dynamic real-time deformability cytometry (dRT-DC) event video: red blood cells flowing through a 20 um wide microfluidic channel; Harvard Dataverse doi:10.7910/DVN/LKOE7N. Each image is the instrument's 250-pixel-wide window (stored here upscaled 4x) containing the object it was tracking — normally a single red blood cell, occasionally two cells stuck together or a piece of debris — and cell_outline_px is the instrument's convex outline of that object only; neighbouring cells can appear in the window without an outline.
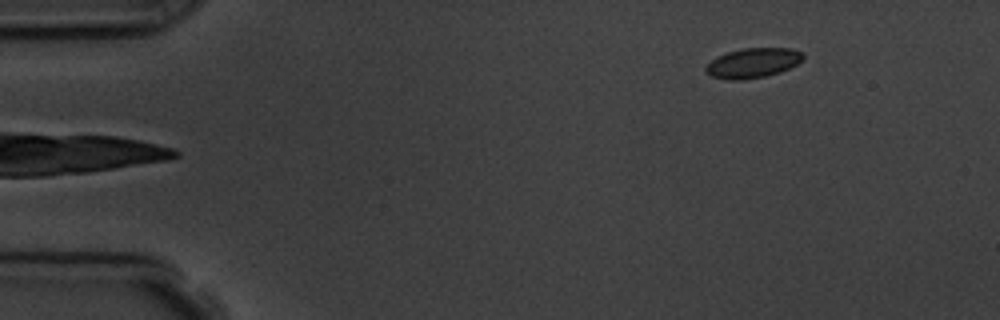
{"species": "common noctule bat (a hibernating species)", "species_latin": "Nyctalus noctula", "temperature_condition": "room temperature", "stored_images_in_passage": 6, "camera_frame_rate_fps": 3000, "um_per_image_px": 0.085, "animal": {"sex": "male", "body_mass_g": 19.5, "forearm_length_mm": 54.6}, "frame": {"image": 1, "passage_image": 6, "time_ms": 6.0, "image_size_px": [1000, 320], "cell_outline_px": [[804, 56], [796, 64], [780, 72], [764, 76], [744, 80], [728, 80], [712, 76], [704, 72], [704, 68], [716, 56], [728, 52], [744, 48], [792, 48], [800, 52]], "centroid_in_image_um": [63.95, 5.35], "position_along_channel_um": 21.1, "area_um2": 16.76}}